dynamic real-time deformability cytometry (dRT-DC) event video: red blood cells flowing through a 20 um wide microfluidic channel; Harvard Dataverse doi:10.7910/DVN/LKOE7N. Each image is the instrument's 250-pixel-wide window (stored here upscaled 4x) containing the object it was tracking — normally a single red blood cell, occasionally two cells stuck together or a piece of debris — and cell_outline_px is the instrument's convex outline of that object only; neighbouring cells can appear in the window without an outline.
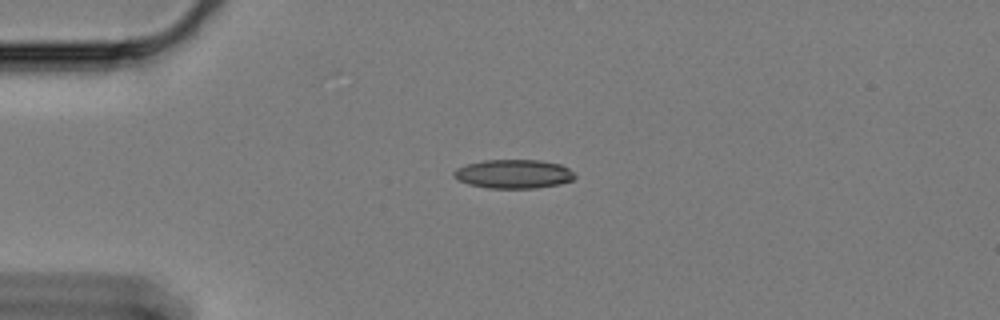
{"species": "Egyptian fruit bat (a non-hibernating species)", "species_latin": "Rousettus aegyptiacus", "temperature_condition": "cold", "stored_images_in_passage": 47, "camera_frame_rate_fps": 3000, "um_per_image_px": 0.085, "animal": {"sex": "female"}, "frame": {"image": 1, "passage_image": 1, "time_ms": 0.0, "image_size_px": [1000, 320], "cell_outline_px": [[576, 176], [572, 180], [560, 184], [536, 188], [488, 188], [468, 184], [452, 176], [452, 172], [456, 168], [468, 164], [484, 160], [540, 160], [560, 164], [568, 168]], "centroid_in_image_um": [43.65, 14.78], "position_along_channel_um": 41.4, "area_um2": 20.35}}
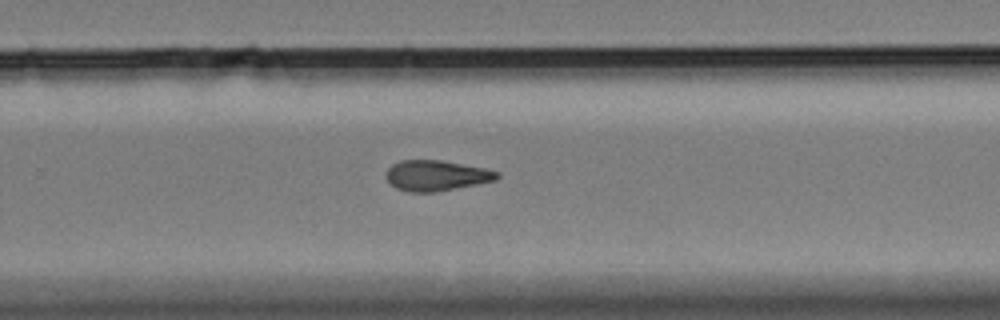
{"frame": {"image": 2, "passage_image": 26, "time_ms": 8.333, "image_size_px": [1000, 320], "cell_outline_px": [[500, 176], [496, 180], [436, 192], [408, 192], [396, 188], [384, 176], [388, 168], [392, 164], [400, 160], [440, 160], [484, 168], [500, 172]], "centroid_in_image_um": [37.07, 14.92], "position_along_channel_um": 292.7, "area_um2": 19.71}}
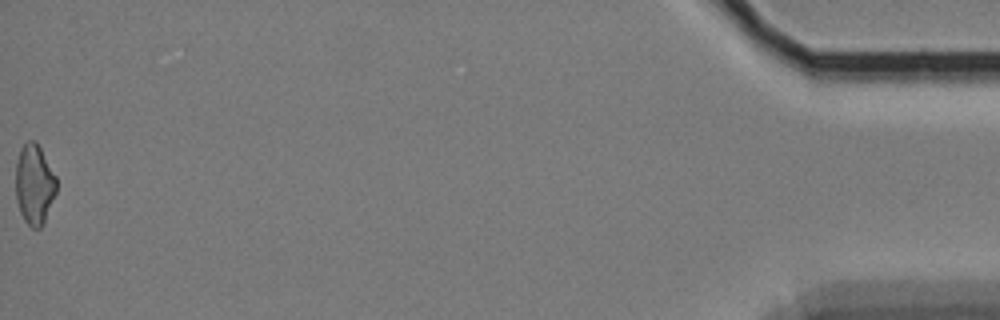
{"frame": {"image": 3, "passage_image": 47, "time_ms": 15.333, "image_size_px": [1000, 320], "cell_outline_px": [[56, 192], [44, 220], [40, 228], [32, 228], [24, 220], [20, 212], [16, 200], [16, 164], [20, 148], [28, 140], [36, 140], [56, 176]], "centroid_in_image_um": [2.91, 15.64], "position_along_channel_um": 432.3, "area_um2": 18.9}, "authors_computed_cell_mechanics": {"area_um2": 19.7676, "velocity_mm_per_s": 3.3277, "shape_relaxation_time_tau1_ms": null, "shape_relaxation_time_tau2_ms": 4.7785, "deformation_change_tau1": null, "deformation_change_tau2": 0.1224}}